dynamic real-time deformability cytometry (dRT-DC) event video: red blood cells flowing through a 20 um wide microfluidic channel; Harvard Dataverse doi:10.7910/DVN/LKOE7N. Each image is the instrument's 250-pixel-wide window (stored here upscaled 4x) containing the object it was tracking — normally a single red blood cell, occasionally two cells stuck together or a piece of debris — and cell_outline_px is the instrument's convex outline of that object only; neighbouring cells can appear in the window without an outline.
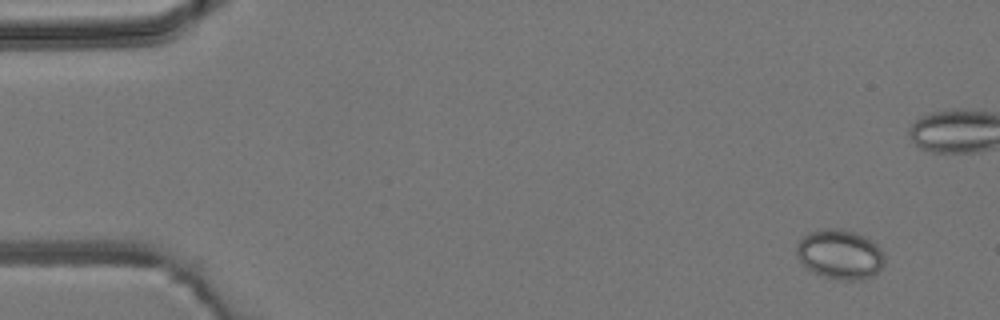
{"species": "common noctule bat (a hibernating species)", "species_latin": "Nyctalus noctula", "temperature_condition": "room temperature", "stored_images_in_passage": 5, "camera_frame_rate_fps": 3000, "um_per_image_px": 0.085, "animal": {"sex": "male", "body_mass_g": 19.2, "forearm_length_mm": 51.8}, "frame": {"image": 1, "passage_image": 1, "time_ms": 0.0, "image_size_px": [1000, 320], "cell_outline_px": [[884, 264], [872, 276], [860, 280], [840, 280], [824, 276], [812, 272], [800, 260], [796, 252], [796, 244], [804, 236], [820, 228], [840, 228], [864, 236], [876, 244], [880, 248], [884, 256]], "centroid_in_image_um": [71.39, 21.62], "position_along_channel_um": 13.6, "area_um2": 25.26}}